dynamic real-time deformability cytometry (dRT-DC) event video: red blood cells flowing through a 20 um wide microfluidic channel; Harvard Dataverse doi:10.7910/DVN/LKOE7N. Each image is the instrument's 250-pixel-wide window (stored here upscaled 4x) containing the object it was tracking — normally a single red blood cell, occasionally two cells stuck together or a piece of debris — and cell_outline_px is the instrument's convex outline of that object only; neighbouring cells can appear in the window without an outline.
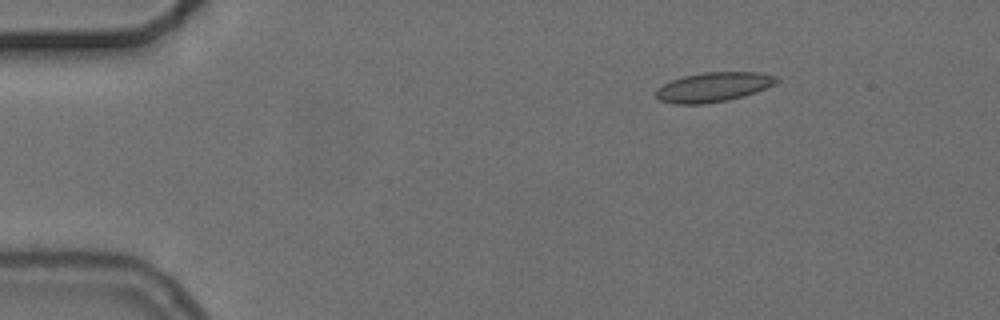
{"species": "common noctule bat (a hibernating species)", "species_latin": "Nyctalus noctula", "temperature_condition": "cold", "stored_images_in_passage": 4, "segment_of_instrument_passage": [1, 2], "camera_frame_rate_fps": 3000, "um_per_image_px": 0.085, "animal": {"sex": "female", "body_mass_g": 24.6, "forearm_length_mm": 56.2}, "frame": {"image": 1, "passage_image": 1, "time_ms": 0.0, "image_size_px": [1000, 320], "cell_outline_px": [[780, 80], [776, 84], [756, 92], [744, 96], [728, 100], [704, 104], [672, 104], [660, 100], [656, 96], [656, 88], [672, 80], [684, 76], [704, 72], [760, 72], [776, 76]], "centroid_in_image_um": [60.66, 7.4], "position_along_channel_um": 24.3, "area_um2": 20.87}}